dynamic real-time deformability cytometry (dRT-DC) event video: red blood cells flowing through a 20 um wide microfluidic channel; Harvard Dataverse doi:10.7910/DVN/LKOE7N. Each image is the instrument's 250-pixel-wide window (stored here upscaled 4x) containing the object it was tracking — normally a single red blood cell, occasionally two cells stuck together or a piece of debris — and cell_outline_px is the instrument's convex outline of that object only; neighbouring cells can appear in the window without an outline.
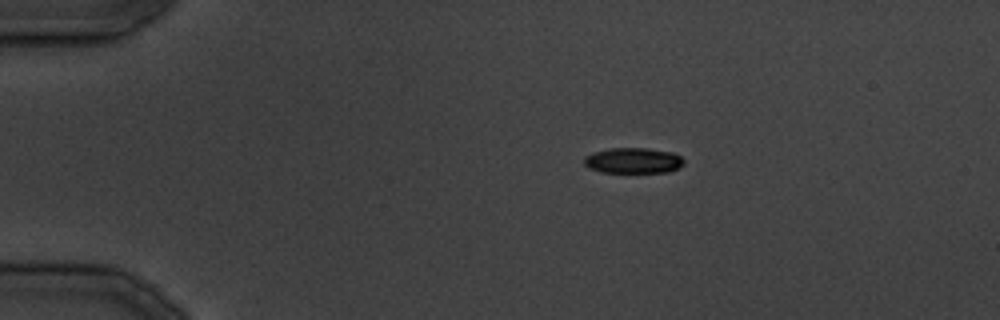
{"species": "common noctule bat (a hibernating species)", "species_latin": "Nyctalus noctula", "temperature_condition": "cold", "stored_images_in_passage": 29, "camera_frame_rate_fps": 3000, "um_per_image_px": 0.085, "animal": {"sex": "male", "body_mass_g": 19.5, "forearm_length_mm": 54.6}, "frame": {"image": 1, "passage_image": 1, "time_ms": 0.0, "image_size_px": [1000, 320], "cell_outline_px": [[684, 164], [680, 168], [668, 172], [600, 172], [588, 168], [584, 164], [584, 156], [592, 152], [612, 148], [648, 148], [672, 152], [680, 156], [684, 160]], "centroid_in_image_um": [53.82, 13.65], "position_along_channel_um": 31.2, "area_um2": 15.03}}
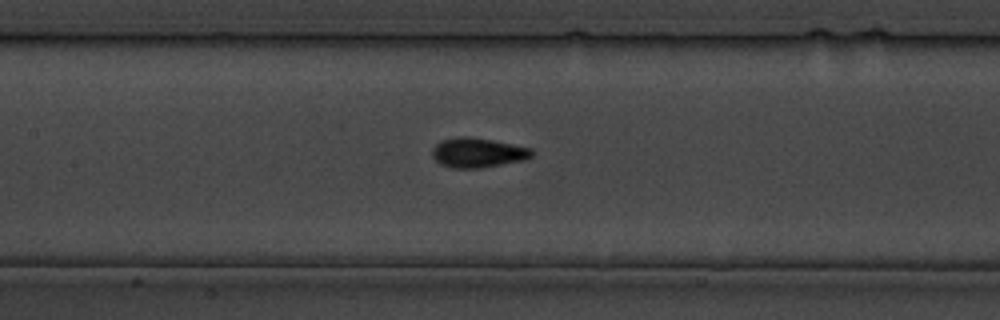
{"frame": {"image": 2, "passage_image": 11, "time_ms": 12.333, "image_size_px": [1000, 320], "cell_outline_px": [[532, 156], [524, 160], [480, 168], [452, 168], [440, 164], [432, 156], [432, 148], [440, 140], [456, 136], [468, 136], [492, 140], [532, 148]], "centroid_in_image_um": [40.57, 12.97], "position_along_channel_um": 166.8, "area_um2": 17.28}}
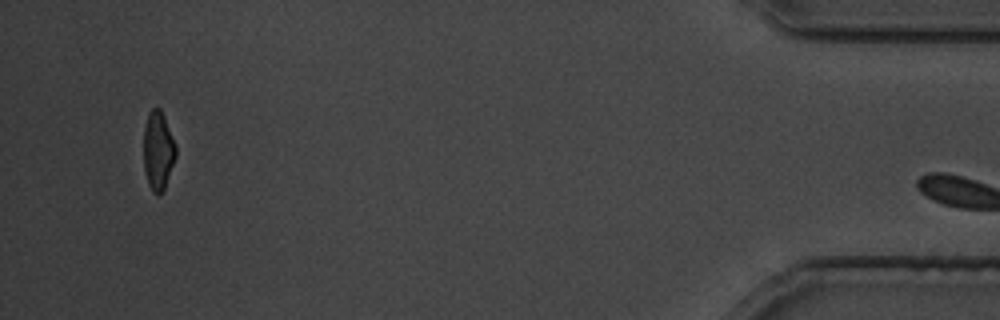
{"frame": {"image": 3, "passage_image": 28, "time_ms": 33.0, "image_size_px": [1000, 320], "cell_outline_px": [[176, 156], [164, 188], [160, 192], [152, 192], [148, 184], [144, 168], [144, 128], [148, 112], [152, 108], [160, 108], [164, 116], [176, 148]], "centroid_in_image_um": [13.42, 12.77], "position_along_channel_um": 421.8, "area_um2": 14.45}}